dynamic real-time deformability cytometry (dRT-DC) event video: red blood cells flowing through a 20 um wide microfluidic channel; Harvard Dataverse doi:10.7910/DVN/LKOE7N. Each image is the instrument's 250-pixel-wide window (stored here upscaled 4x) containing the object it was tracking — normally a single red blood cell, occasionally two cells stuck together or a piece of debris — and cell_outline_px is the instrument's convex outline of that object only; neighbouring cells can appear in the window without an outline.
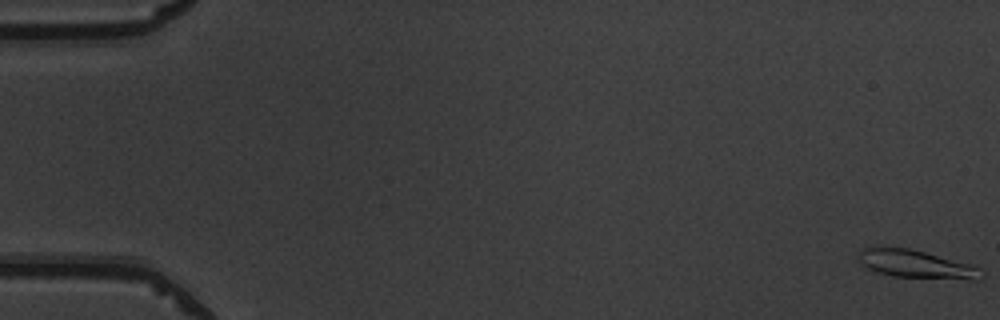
{"species": "common noctule bat (a hibernating species)", "species_latin": "Nyctalus noctula", "temperature_condition": "warm", "stored_images_in_passage": 53, "camera_frame_rate_fps": 3000, "um_per_image_px": 0.085, "animal": {"sex": "male", "body_mass_g": 19.5, "forearm_length_mm": 54.6}, "frame": {"image": 1, "passage_image": 1, "time_ms": 0.0, "image_size_px": [1000, 320], "cell_outline_px": [[984, 276], [976, 280], [972, 280], [892, 276], [876, 272], [868, 268], [856, 256], [864, 248], [908, 248], [924, 252], [968, 264], [980, 268], [984, 272]], "centroid_in_image_um": [77.91, 22.48], "position_along_channel_um": 7.1, "area_um2": 19.65}}
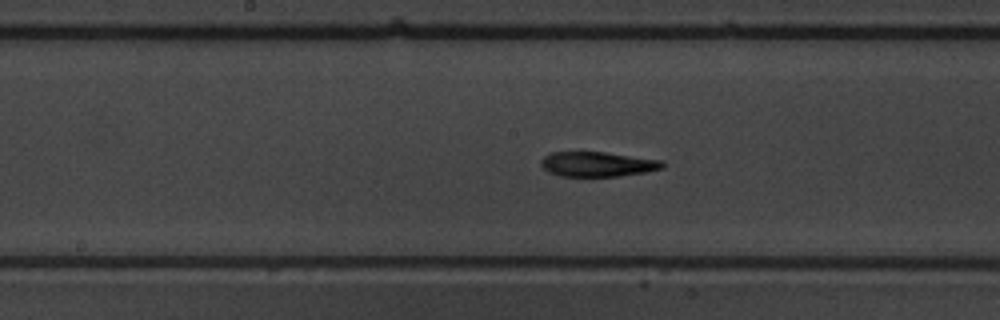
{"frame": {"image": 2, "passage_image": 28, "time_ms": 9.0, "image_size_px": [1000, 320], "cell_outline_px": [[664, 168], [644, 172], [620, 176], [560, 176], [548, 172], [540, 164], [540, 160], [544, 156], [552, 152], [604, 152], [664, 160]], "centroid_in_image_um": [50.79, 13.95], "position_along_channel_um": 197.4, "area_um2": 17.63}}
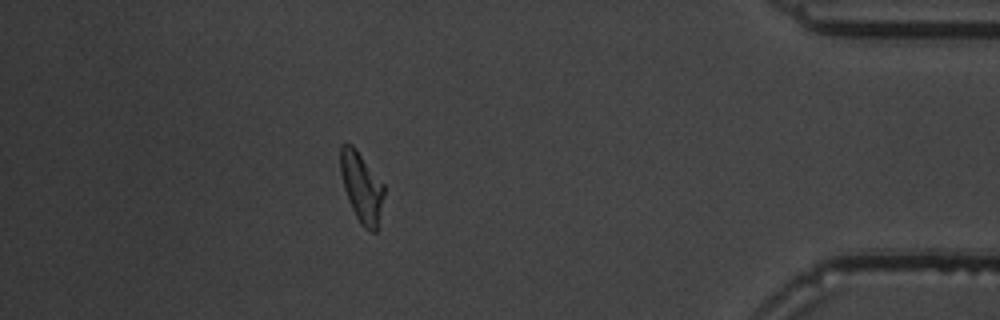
{"frame": {"image": 3, "passage_image": 47, "time_ms": 15.333, "image_size_px": [1000, 320], "cell_outline_px": [[384, 196], [376, 232], [368, 232], [360, 224], [348, 200], [344, 188], [340, 172], [340, 148], [344, 144], [352, 144], [356, 148], [384, 184]], "centroid_in_image_um": [30.73, 15.92], "position_along_channel_um": 404.5, "area_um2": 17.8}, "authors_computed_cell_mechanics": {"area_um2": 17.918, "velocity_mm_per_s": 3.94, "shape_relaxation_time_tau1_ms": 4.4386, "shape_relaxation_time_tau2_ms": 3.0319, "deformation_change_tau1": 0.2066, "deformation_change_tau2": 0.1113}}